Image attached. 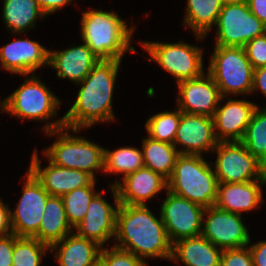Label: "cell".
I'll list each match as a JSON object with an SVG mask.
<instances>
[{
	"instance_id": "cell-1",
	"label": "cell",
	"mask_w": 266,
	"mask_h": 266,
	"mask_svg": "<svg viewBox=\"0 0 266 266\" xmlns=\"http://www.w3.org/2000/svg\"><path fill=\"white\" fill-rule=\"evenodd\" d=\"M122 60H99L80 82L81 88L69 111L63 116L64 125L74 133L98 122L116 120L112 111V94Z\"/></svg>"
},
{
	"instance_id": "cell-2",
	"label": "cell",
	"mask_w": 266,
	"mask_h": 266,
	"mask_svg": "<svg viewBox=\"0 0 266 266\" xmlns=\"http://www.w3.org/2000/svg\"><path fill=\"white\" fill-rule=\"evenodd\" d=\"M115 247L131 252L141 259L171 260L172 243L165 225L147 205L119 204L116 214Z\"/></svg>"
},
{
	"instance_id": "cell-3",
	"label": "cell",
	"mask_w": 266,
	"mask_h": 266,
	"mask_svg": "<svg viewBox=\"0 0 266 266\" xmlns=\"http://www.w3.org/2000/svg\"><path fill=\"white\" fill-rule=\"evenodd\" d=\"M81 20V37L100 60H122L125 52H135L130 46L135 31L127 28L115 11L94 10L83 12Z\"/></svg>"
},
{
	"instance_id": "cell-4",
	"label": "cell",
	"mask_w": 266,
	"mask_h": 266,
	"mask_svg": "<svg viewBox=\"0 0 266 266\" xmlns=\"http://www.w3.org/2000/svg\"><path fill=\"white\" fill-rule=\"evenodd\" d=\"M43 129L49 136L58 134L52 146L44 151L48 161L54 165L87 172L94 179L95 171L104 169V147L84 137L69 134L63 117L47 122Z\"/></svg>"
},
{
	"instance_id": "cell-5",
	"label": "cell",
	"mask_w": 266,
	"mask_h": 266,
	"mask_svg": "<svg viewBox=\"0 0 266 266\" xmlns=\"http://www.w3.org/2000/svg\"><path fill=\"white\" fill-rule=\"evenodd\" d=\"M211 166L201 155L179 154L167 190L203 208L213 207L218 181Z\"/></svg>"
},
{
	"instance_id": "cell-6",
	"label": "cell",
	"mask_w": 266,
	"mask_h": 266,
	"mask_svg": "<svg viewBox=\"0 0 266 266\" xmlns=\"http://www.w3.org/2000/svg\"><path fill=\"white\" fill-rule=\"evenodd\" d=\"M214 46L207 73L218 86L221 96L251 93L254 69L244 47Z\"/></svg>"
},
{
	"instance_id": "cell-7",
	"label": "cell",
	"mask_w": 266,
	"mask_h": 266,
	"mask_svg": "<svg viewBox=\"0 0 266 266\" xmlns=\"http://www.w3.org/2000/svg\"><path fill=\"white\" fill-rule=\"evenodd\" d=\"M151 58L157 62L165 71L176 78V84L193 80L204 74L203 49L188 45L185 42L163 43V42H140Z\"/></svg>"
},
{
	"instance_id": "cell-8",
	"label": "cell",
	"mask_w": 266,
	"mask_h": 266,
	"mask_svg": "<svg viewBox=\"0 0 266 266\" xmlns=\"http://www.w3.org/2000/svg\"><path fill=\"white\" fill-rule=\"evenodd\" d=\"M40 78L31 75L11 95L2 100L5 112L20 119L47 121L57 114L61 101Z\"/></svg>"
},
{
	"instance_id": "cell-9",
	"label": "cell",
	"mask_w": 266,
	"mask_h": 266,
	"mask_svg": "<svg viewBox=\"0 0 266 266\" xmlns=\"http://www.w3.org/2000/svg\"><path fill=\"white\" fill-rule=\"evenodd\" d=\"M215 26V45L224 47H244L266 32V25L250 12L248 3H224Z\"/></svg>"
},
{
	"instance_id": "cell-10",
	"label": "cell",
	"mask_w": 266,
	"mask_h": 266,
	"mask_svg": "<svg viewBox=\"0 0 266 266\" xmlns=\"http://www.w3.org/2000/svg\"><path fill=\"white\" fill-rule=\"evenodd\" d=\"M214 151L217 154L213 164L218 183H243L264 177L258 160L241 142H218Z\"/></svg>"
},
{
	"instance_id": "cell-11",
	"label": "cell",
	"mask_w": 266,
	"mask_h": 266,
	"mask_svg": "<svg viewBox=\"0 0 266 266\" xmlns=\"http://www.w3.org/2000/svg\"><path fill=\"white\" fill-rule=\"evenodd\" d=\"M166 192L159 215L171 243L201 235L205 208L168 190Z\"/></svg>"
},
{
	"instance_id": "cell-12",
	"label": "cell",
	"mask_w": 266,
	"mask_h": 266,
	"mask_svg": "<svg viewBox=\"0 0 266 266\" xmlns=\"http://www.w3.org/2000/svg\"><path fill=\"white\" fill-rule=\"evenodd\" d=\"M27 172L22 197L10 215L12 233L17 237L33 238L38 233L50 194L29 170Z\"/></svg>"
},
{
	"instance_id": "cell-13",
	"label": "cell",
	"mask_w": 266,
	"mask_h": 266,
	"mask_svg": "<svg viewBox=\"0 0 266 266\" xmlns=\"http://www.w3.org/2000/svg\"><path fill=\"white\" fill-rule=\"evenodd\" d=\"M208 214V215H207ZM201 235L222 250L246 247L250 243L248 228L241 215L218 207L205 208Z\"/></svg>"
},
{
	"instance_id": "cell-14",
	"label": "cell",
	"mask_w": 266,
	"mask_h": 266,
	"mask_svg": "<svg viewBox=\"0 0 266 266\" xmlns=\"http://www.w3.org/2000/svg\"><path fill=\"white\" fill-rule=\"evenodd\" d=\"M110 188L115 199V208L102 198V192H98L90 201L85 217L74 228L78 236L95 241L100 246L115 237L116 232V214L119 199L115 186L111 184Z\"/></svg>"
},
{
	"instance_id": "cell-15",
	"label": "cell",
	"mask_w": 266,
	"mask_h": 266,
	"mask_svg": "<svg viewBox=\"0 0 266 266\" xmlns=\"http://www.w3.org/2000/svg\"><path fill=\"white\" fill-rule=\"evenodd\" d=\"M177 86L179 94L176 101L183 113L213 117L217 104L225 99L208 73L206 76L204 73L199 78L182 81Z\"/></svg>"
},
{
	"instance_id": "cell-16",
	"label": "cell",
	"mask_w": 266,
	"mask_h": 266,
	"mask_svg": "<svg viewBox=\"0 0 266 266\" xmlns=\"http://www.w3.org/2000/svg\"><path fill=\"white\" fill-rule=\"evenodd\" d=\"M40 165L36 150L32 154L29 171L50 196L62 197L74 189L90 185L95 180L87 172L54 165L50 161L44 169Z\"/></svg>"
},
{
	"instance_id": "cell-17",
	"label": "cell",
	"mask_w": 266,
	"mask_h": 266,
	"mask_svg": "<svg viewBox=\"0 0 266 266\" xmlns=\"http://www.w3.org/2000/svg\"><path fill=\"white\" fill-rule=\"evenodd\" d=\"M218 140L214 133L213 117L181 114L180 124L174 138V146H184L179 154L201 155L204 151H213Z\"/></svg>"
},
{
	"instance_id": "cell-18",
	"label": "cell",
	"mask_w": 266,
	"mask_h": 266,
	"mask_svg": "<svg viewBox=\"0 0 266 266\" xmlns=\"http://www.w3.org/2000/svg\"><path fill=\"white\" fill-rule=\"evenodd\" d=\"M258 105L248 100L229 99L219 103L214 113V133L218 142H241Z\"/></svg>"
},
{
	"instance_id": "cell-19",
	"label": "cell",
	"mask_w": 266,
	"mask_h": 266,
	"mask_svg": "<svg viewBox=\"0 0 266 266\" xmlns=\"http://www.w3.org/2000/svg\"><path fill=\"white\" fill-rule=\"evenodd\" d=\"M49 51L30 39L13 40L0 48V62L12 74L29 75L43 65L49 66Z\"/></svg>"
},
{
	"instance_id": "cell-20",
	"label": "cell",
	"mask_w": 266,
	"mask_h": 266,
	"mask_svg": "<svg viewBox=\"0 0 266 266\" xmlns=\"http://www.w3.org/2000/svg\"><path fill=\"white\" fill-rule=\"evenodd\" d=\"M122 182L117 180L113 186L116 188L119 204L124 205H146V200L162 189H168L167 179L146 167L123 177Z\"/></svg>"
},
{
	"instance_id": "cell-21",
	"label": "cell",
	"mask_w": 266,
	"mask_h": 266,
	"mask_svg": "<svg viewBox=\"0 0 266 266\" xmlns=\"http://www.w3.org/2000/svg\"><path fill=\"white\" fill-rule=\"evenodd\" d=\"M261 185H266V177L243 183H218L215 207L231 213L248 212L262 205Z\"/></svg>"
},
{
	"instance_id": "cell-22",
	"label": "cell",
	"mask_w": 266,
	"mask_h": 266,
	"mask_svg": "<svg viewBox=\"0 0 266 266\" xmlns=\"http://www.w3.org/2000/svg\"><path fill=\"white\" fill-rule=\"evenodd\" d=\"M99 58L84 43L62 51H49V65L57 70L58 78L80 83L99 62Z\"/></svg>"
},
{
	"instance_id": "cell-23",
	"label": "cell",
	"mask_w": 266,
	"mask_h": 266,
	"mask_svg": "<svg viewBox=\"0 0 266 266\" xmlns=\"http://www.w3.org/2000/svg\"><path fill=\"white\" fill-rule=\"evenodd\" d=\"M101 250L97 242L76 233L67 235L50 247V251H57L55 259L59 266H93L99 261Z\"/></svg>"
},
{
	"instance_id": "cell-24",
	"label": "cell",
	"mask_w": 266,
	"mask_h": 266,
	"mask_svg": "<svg viewBox=\"0 0 266 266\" xmlns=\"http://www.w3.org/2000/svg\"><path fill=\"white\" fill-rule=\"evenodd\" d=\"M222 251L199 235L173 243L171 260L181 261L186 266H220Z\"/></svg>"
},
{
	"instance_id": "cell-25",
	"label": "cell",
	"mask_w": 266,
	"mask_h": 266,
	"mask_svg": "<svg viewBox=\"0 0 266 266\" xmlns=\"http://www.w3.org/2000/svg\"><path fill=\"white\" fill-rule=\"evenodd\" d=\"M72 231L73 228L67 220L62 198L49 196L38 233L33 238L51 247Z\"/></svg>"
},
{
	"instance_id": "cell-26",
	"label": "cell",
	"mask_w": 266,
	"mask_h": 266,
	"mask_svg": "<svg viewBox=\"0 0 266 266\" xmlns=\"http://www.w3.org/2000/svg\"><path fill=\"white\" fill-rule=\"evenodd\" d=\"M223 0H187L184 23L193 29L197 39H204L216 25Z\"/></svg>"
},
{
	"instance_id": "cell-27",
	"label": "cell",
	"mask_w": 266,
	"mask_h": 266,
	"mask_svg": "<svg viewBox=\"0 0 266 266\" xmlns=\"http://www.w3.org/2000/svg\"><path fill=\"white\" fill-rule=\"evenodd\" d=\"M3 20L12 33H22L34 28L37 17L46 15L37 0H4Z\"/></svg>"
},
{
	"instance_id": "cell-28",
	"label": "cell",
	"mask_w": 266,
	"mask_h": 266,
	"mask_svg": "<svg viewBox=\"0 0 266 266\" xmlns=\"http://www.w3.org/2000/svg\"><path fill=\"white\" fill-rule=\"evenodd\" d=\"M142 146L145 167L168 180L173 173L179 149L174 144L157 141L149 136L143 139Z\"/></svg>"
},
{
	"instance_id": "cell-29",
	"label": "cell",
	"mask_w": 266,
	"mask_h": 266,
	"mask_svg": "<svg viewBox=\"0 0 266 266\" xmlns=\"http://www.w3.org/2000/svg\"><path fill=\"white\" fill-rule=\"evenodd\" d=\"M145 167L142 151L136 147H121L114 151L104 149V173L124 174Z\"/></svg>"
},
{
	"instance_id": "cell-30",
	"label": "cell",
	"mask_w": 266,
	"mask_h": 266,
	"mask_svg": "<svg viewBox=\"0 0 266 266\" xmlns=\"http://www.w3.org/2000/svg\"><path fill=\"white\" fill-rule=\"evenodd\" d=\"M94 188L95 180L90 185L74 189L61 197L67 220L73 229L83 220L90 201L98 193Z\"/></svg>"
},
{
	"instance_id": "cell-31",
	"label": "cell",
	"mask_w": 266,
	"mask_h": 266,
	"mask_svg": "<svg viewBox=\"0 0 266 266\" xmlns=\"http://www.w3.org/2000/svg\"><path fill=\"white\" fill-rule=\"evenodd\" d=\"M182 111H164L152 115L146 121V130L151 139L174 144L176 131L180 124Z\"/></svg>"
},
{
	"instance_id": "cell-32",
	"label": "cell",
	"mask_w": 266,
	"mask_h": 266,
	"mask_svg": "<svg viewBox=\"0 0 266 266\" xmlns=\"http://www.w3.org/2000/svg\"><path fill=\"white\" fill-rule=\"evenodd\" d=\"M241 143L258 160L266 150V108L257 106Z\"/></svg>"
},
{
	"instance_id": "cell-33",
	"label": "cell",
	"mask_w": 266,
	"mask_h": 266,
	"mask_svg": "<svg viewBox=\"0 0 266 266\" xmlns=\"http://www.w3.org/2000/svg\"><path fill=\"white\" fill-rule=\"evenodd\" d=\"M50 247L35 238L19 237L14 242L12 266H40Z\"/></svg>"
},
{
	"instance_id": "cell-34",
	"label": "cell",
	"mask_w": 266,
	"mask_h": 266,
	"mask_svg": "<svg viewBox=\"0 0 266 266\" xmlns=\"http://www.w3.org/2000/svg\"><path fill=\"white\" fill-rule=\"evenodd\" d=\"M99 262L102 266H147L145 260L115 246L111 250L102 246Z\"/></svg>"
},
{
	"instance_id": "cell-35",
	"label": "cell",
	"mask_w": 266,
	"mask_h": 266,
	"mask_svg": "<svg viewBox=\"0 0 266 266\" xmlns=\"http://www.w3.org/2000/svg\"><path fill=\"white\" fill-rule=\"evenodd\" d=\"M244 50L253 69L266 66V32L244 45Z\"/></svg>"
},
{
	"instance_id": "cell-36",
	"label": "cell",
	"mask_w": 266,
	"mask_h": 266,
	"mask_svg": "<svg viewBox=\"0 0 266 266\" xmlns=\"http://www.w3.org/2000/svg\"><path fill=\"white\" fill-rule=\"evenodd\" d=\"M220 266H253L249 247L223 250Z\"/></svg>"
},
{
	"instance_id": "cell-37",
	"label": "cell",
	"mask_w": 266,
	"mask_h": 266,
	"mask_svg": "<svg viewBox=\"0 0 266 266\" xmlns=\"http://www.w3.org/2000/svg\"><path fill=\"white\" fill-rule=\"evenodd\" d=\"M18 238L13 233L0 236V266H12L14 242Z\"/></svg>"
},
{
	"instance_id": "cell-38",
	"label": "cell",
	"mask_w": 266,
	"mask_h": 266,
	"mask_svg": "<svg viewBox=\"0 0 266 266\" xmlns=\"http://www.w3.org/2000/svg\"><path fill=\"white\" fill-rule=\"evenodd\" d=\"M253 259V266H266V241L248 245Z\"/></svg>"
},
{
	"instance_id": "cell-39",
	"label": "cell",
	"mask_w": 266,
	"mask_h": 266,
	"mask_svg": "<svg viewBox=\"0 0 266 266\" xmlns=\"http://www.w3.org/2000/svg\"><path fill=\"white\" fill-rule=\"evenodd\" d=\"M10 211L8 204L5 205L0 199V236L12 233Z\"/></svg>"
},
{
	"instance_id": "cell-40",
	"label": "cell",
	"mask_w": 266,
	"mask_h": 266,
	"mask_svg": "<svg viewBox=\"0 0 266 266\" xmlns=\"http://www.w3.org/2000/svg\"><path fill=\"white\" fill-rule=\"evenodd\" d=\"M259 89L266 96V66L259 67L253 70L251 93Z\"/></svg>"
},
{
	"instance_id": "cell-41",
	"label": "cell",
	"mask_w": 266,
	"mask_h": 266,
	"mask_svg": "<svg viewBox=\"0 0 266 266\" xmlns=\"http://www.w3.org/2000/svg\"><path fill=\"white\" fill-rule=\"evenodd\" d=\"M72 0H37L38 5L45 15H50L57 10L59 11Z\"/></svg>"
},
{
	"instance_id": "cell-42",
	"label": "cell",
	"mask_w": 266,
	"mask_h": 266,
	"mask_svg": "<svg viewBox=\"0 0 266 266\" xmlns=\"http://www.w3.org/2000/svg\"><path fill=\"white\" fill-rule=\"evenodd\" d=\"M248 6L250 12L266 25V0H249Z\"/></svg>"
},
{
	"instance_id": "cell-43",
	"label": "cell",
	"mask_w": 266,
	"mask_h": 266,
	"mask_svg": "<svg viewBox=\"0 0 266 266\" xmlns=\"http://www.w3.org/2000/svg\"><path fill=\"white\" fill-rule=\"evenodd\" d=\"M258 163L262 174L266 177V150L264 154L258 159Z\"/></svg>"
},
{
	"instance_id": "cell-44",
	"label": "cell",
	"mask_w": 266,
	"mask_h": 266,
	"mask_svg": "<svg viewBox=\"0 0 266 266\" xmlns=\"http://www.w3.org/2000/svg\"><path fill=\"white\" fill-rule=\"evenodd\" d=\"M249 0H223L224 3H241L246 4Z\"/></svg>"
},
{
	"instance_id": "cell-45",
	"label": "cell",
	"mask_w": 266,
	"mask_h": 266,
	"mask_svg": "<svg viewBox=\"0 0 266 266\" xmlns=\"http://www.w3.org/2000/svg\"><path fill=\"white\" fill-rule=\"evenodd\" d=\"M0 108H1V111H2V112L5 111V107H4V103H3V101L0 102Z\"/></svg>"
},
{
	"instance_id": "cell-46",
	"label": "cell",
	"mask_w": 266,
	"mask_h": 266,
	"mask_svg": "<svg viewBox=\"0 0 266 266\" xmlns=\"http://www.w3.org/2000/svg\"><path fill=\"white\" fill-rule=\"evenodd\" d=\"M93 266H102V264L98 261L96 264H94Z\"/></svg>"
}]
</instances>
